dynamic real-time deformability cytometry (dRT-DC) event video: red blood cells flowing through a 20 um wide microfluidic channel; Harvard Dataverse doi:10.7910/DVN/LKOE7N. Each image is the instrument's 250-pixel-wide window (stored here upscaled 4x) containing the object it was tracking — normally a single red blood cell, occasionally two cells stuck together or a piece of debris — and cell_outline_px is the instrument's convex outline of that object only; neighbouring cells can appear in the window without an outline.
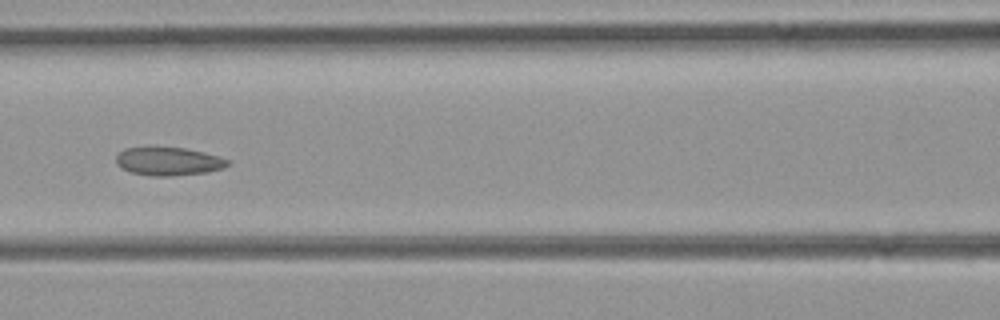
{"species": "common noctule bat (a hibernating species)", "species_latin": "Nyctalus noctula", "temperature_condition": "room temperature", "stored_images_in_passage": 15, "camera_frame_rate_fps": 3000, "um_per_image_px": 0.085, "animal": {"sex": "female", "body_mass_g": 21.9}, "frame": {"image": 1, "passage_image": 9, "time_ms": 2.667, "image_size_px": [1000, 320], "cell_outline_px": [[232, 164], [224, 168], [208, 172], [172, 176], [152, 176], [132, 172], [120, 168], [116, 164], [116, 156], [124, 148], [144, 144], [156, 144], [184, 148], [204, 152], [220, 156], [228, 160]], "centroid_in_image_um": [14.28, 13.66], "position_along_channel_um": 152.3, "area_um2": 19.42}}
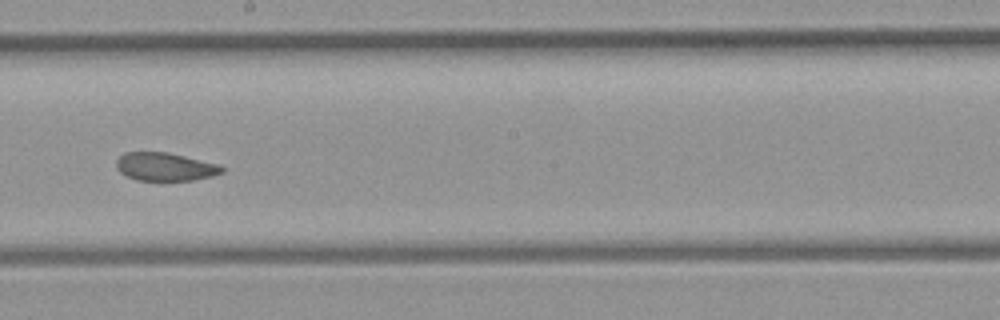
{"frame": {"image": 2, "passage_image": 15, "time_ms": 4.667, "image_size_px": [1000, 320], "cell_outline_px": [[224, 172], [212, 176], [192, 180], [136, 180], [120, 172], [116, 168], [116, 160], [124, 152], [168, 152], [220, 164], [224, 168]], "centroid_in_image_um": [14.05, 14.16], "position_along_channel_um": 234.2, "area_um2": 17.4}}